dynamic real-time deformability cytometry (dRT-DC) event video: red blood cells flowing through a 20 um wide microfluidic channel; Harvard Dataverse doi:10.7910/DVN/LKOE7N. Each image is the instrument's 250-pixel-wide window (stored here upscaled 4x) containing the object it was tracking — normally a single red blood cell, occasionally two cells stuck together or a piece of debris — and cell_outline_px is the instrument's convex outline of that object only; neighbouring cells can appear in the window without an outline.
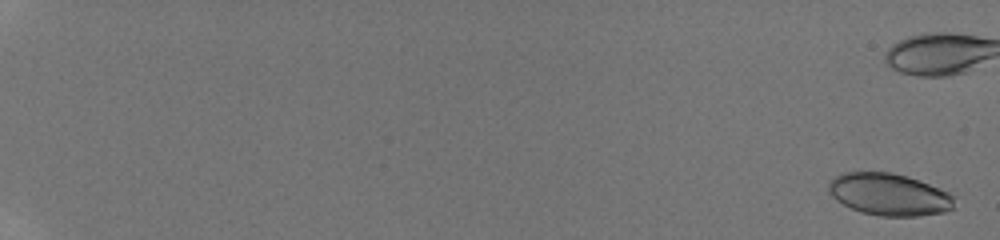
{"species": "human", "species_latin": "Homo sapiens", "temperature_condition": "room temperature", "stored_images_in_passage": 14, "camera_frame_rate_fps": 3000, "um_per_image_px": 0.085, "donor": {"sex": "male"}, "frame": {"image": 1, "passage_image": 1, "time_ms": 0.0, "image_size_px": [1000, 240], "cell_outline_px": [[952, 208], [944, 212], [916, 216], [880, 216], [860, 212], [836, 200], [828, 192], [828, 184], [836, 176], [844, 172], [892, 172], [908, 176], [948, 192], [952, 196]], "centroid_in_image_um": [75.53, 16.52], "position_along_channel_um": 9.5, "area_um2": 30.58}}
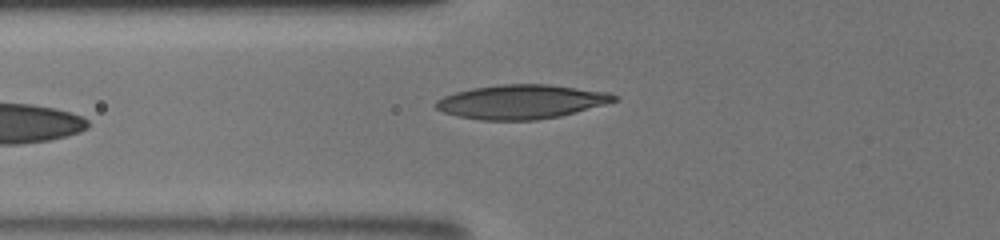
{"frame": {"image": 2, "passage_image": 14, "time_ms": 8.667, "image_size_px": [1000, 240], "cell_outline_px": [[620, 100], [560, 116], [536, 120], [480, 120], [456, 116], [444, 112], [436, 108], [432, 104], [436, 100], [444, 96], [456, 92], [472, 88], [500, 84], [548, 84], [608, 92], [616, 96]], "centroid_in_image_um": [44.29, 8.65], "position_along_channel_um": 81.5, "area_um2": 35.49}}